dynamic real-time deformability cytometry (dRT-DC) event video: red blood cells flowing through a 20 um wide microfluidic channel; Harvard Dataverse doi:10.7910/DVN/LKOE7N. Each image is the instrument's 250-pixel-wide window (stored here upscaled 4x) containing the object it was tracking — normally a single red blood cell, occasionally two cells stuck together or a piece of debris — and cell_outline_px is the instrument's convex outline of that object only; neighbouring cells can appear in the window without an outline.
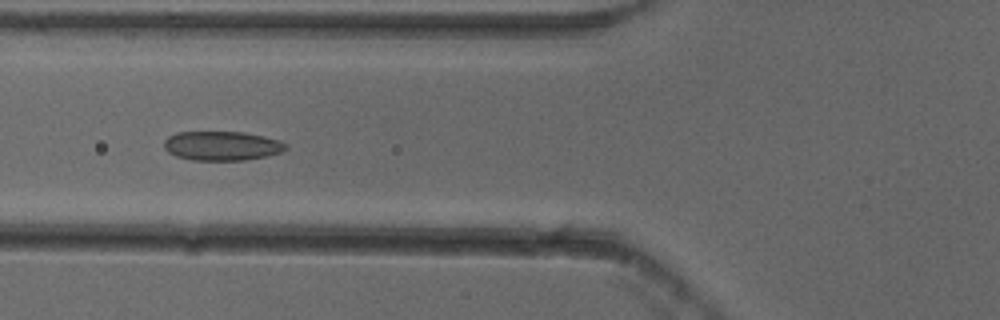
{"species": "common noctule bat (a hibernating species)", "species_latin": "Nyctalus noctula", "temperature_condition": "cold", "stored_images_in_passage": 38, "camera_frame_rate_fps": 3000, "um_per_image_px": 0.085, "animal": {"sex": "female"}, "frame": {"image": 1, "passage_image": 5, "time_ms": 1.333, "image_size_px": [1000, 320], "cell_outline_px": [[288, 148], [280, 152], [268, 156], [244, 160], [192, 160], [176, 156], [168, 152], [164, 148], [164, 140], [168, 136], [176, 132], [244, 132], [264, 136], [280, 140], [288, 144]], "centroid_in_image_um": [18.87, 12.39], "position_along_channel_um": 106.9, "area_um2": 20.92}}
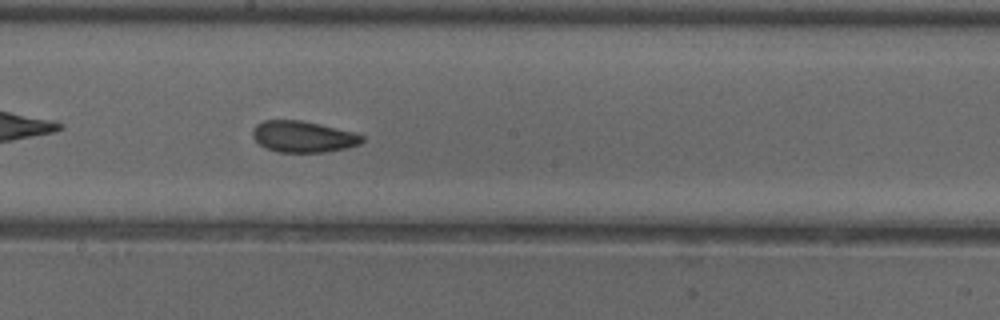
{"frame": {"image": 2, "passage_image": 14, "time_ms": 4.333, "image_size_px": [1000, 320], "cell_outline_px": [[364, 140], [360, 144], [344, 148], [324, 152], [280, 152], [264, 148], [252, 136], [252, 128], [256, 124], [264, 120], [300, 120], [320, 124], [352, 132], [364, 136]], "centroid_in_image_um": [25.73, 11.61], "position_along_channel_um": 222.5, "area_um2": 19.88}}
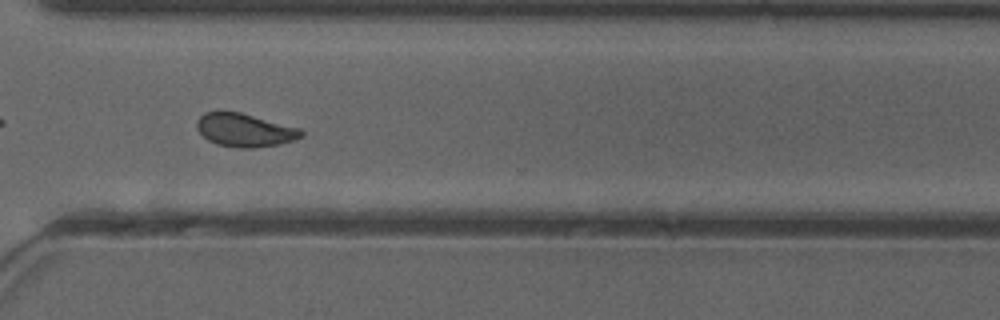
{"frame": {"image": 3, "passage_image": 24, "time_ms": 7.667, "image_size_px": [1000, 320], "cell_outline_px": [[304, 136], [296, 140], [280, 144], [256, 148], [236, 148], [216, 144], [208, 140], [196, 128], [196, 120], [204, 112], [216, 108], [224, 108], [240, 112], [300, 128], [304, 132]], "centroid_in_image_um": [20.76, 11.02], "position_along_channel_um": 349.8, "area_um2": 21.04}, "authors_computed_cell_mechanics": {"area_um2": 20.0566, "velocity_mm_per_s": 3.827, "shape_relaxation_time_tau1_ms": null, "shape_relaxation_time_tau2_ms": 2.5712, "deformation_change_tau1": null, "deformation_change_tau2": 0.0759}}